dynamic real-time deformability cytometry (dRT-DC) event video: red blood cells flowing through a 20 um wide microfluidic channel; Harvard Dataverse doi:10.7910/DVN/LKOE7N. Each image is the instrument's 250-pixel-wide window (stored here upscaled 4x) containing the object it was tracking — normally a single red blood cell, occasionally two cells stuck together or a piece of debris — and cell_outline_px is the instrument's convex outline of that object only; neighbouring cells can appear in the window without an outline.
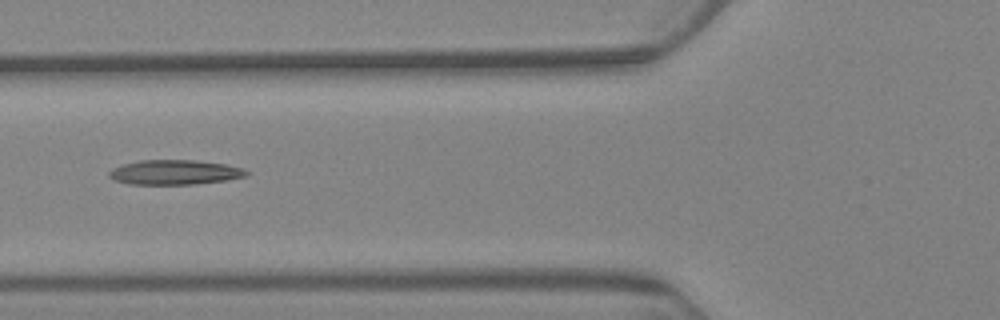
{"species": "Egyptian fruit bat (a non-hibernating species)", "species_latin": "Rousettus aegyptiacus", "temperature_condition": "warm", "stored_images_in_passage": 3, "camera_frame_rate_fps": 3000, "um_per_image_px": 0.085, "animal": {"sex": "female"}, "frame": {"image": 1, "passage_image": 2, "time_ms": 1.333, "image_size_px": [1000, 320], "cell_outline_px": [[252, 172], [248, 176], [228, 180], [196, 184], [128, 184], [112, 180], [108, 176], [108, 172], [112, 168], [124, 164], [140, 160], [196, 160], [228, 164], [244, 168]], "centroid_in_image_um": [14.91, 14.64], "position_along_channel_um": 110.9, "area_um2": 20.17}}
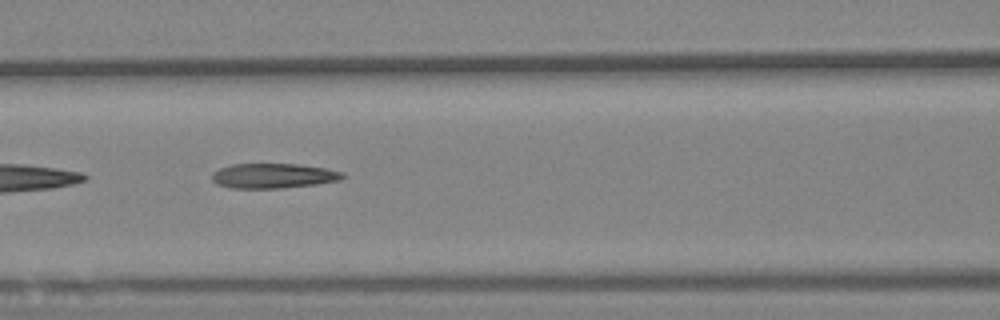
{"frame": {"image": 2, "passage_image": 3, "time_ms": 2.333, "image_size_px": [1000, 320], "cell_outline_px": [[344, 176], [340, 180], [316, 184], [280, 188], [232, 188], [216, 184], [212, 180], [212, 172], [220, 168], [232, 164], [296, 164], [324, 168], [344, 172]], "centroid_in_image_um": [23.2, 14.94], "position_along_channel_um": 143.4, "area_um2": 18.84}}